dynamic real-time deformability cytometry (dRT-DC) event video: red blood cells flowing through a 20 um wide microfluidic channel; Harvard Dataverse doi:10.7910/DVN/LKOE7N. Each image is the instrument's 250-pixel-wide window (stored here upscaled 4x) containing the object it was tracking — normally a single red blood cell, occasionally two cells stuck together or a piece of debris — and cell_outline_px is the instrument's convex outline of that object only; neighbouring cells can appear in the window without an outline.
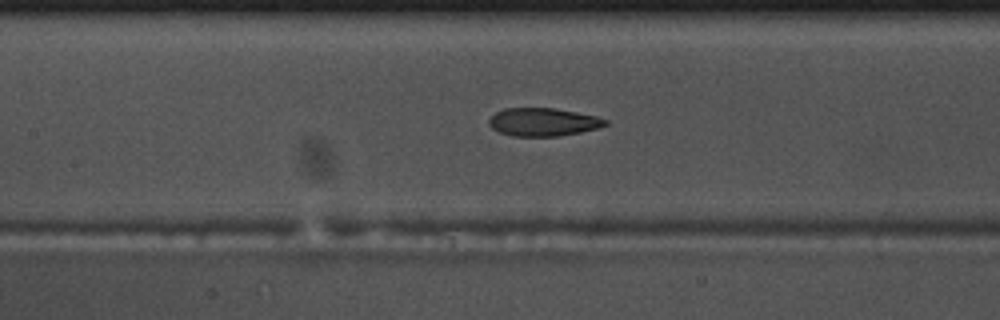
{"species": "common noctule bat (a hibernating species)", "species_latin": "Nyctalus noctula", "temperature_condition": "warm", "stored_images_in_passage": 55, "camera_frame_rate_fps": 3000, "um_per_image_px": 0.085, "animal": {"sex": "male", "body_mass_g": 17.5, "forearm_length_mm": 52.3}, "frame": {"image": 1, "passage_image": 25, "time_ms": 8.0, "image_size_px": [1000, 320], "cell_outline_px": [[608, 124], [596, 128], [580, 132], [556, 136], [512, 136], [500, 132], [492, 128], [488, 124], [488, 120], [496, 112], [504, 108], [556, 108], [596, 116], [608, 120]], "centroid_in_image_um": [46.15, 10.36], "position_along_channel_um": 161.3, "area_um2": 18.96}}
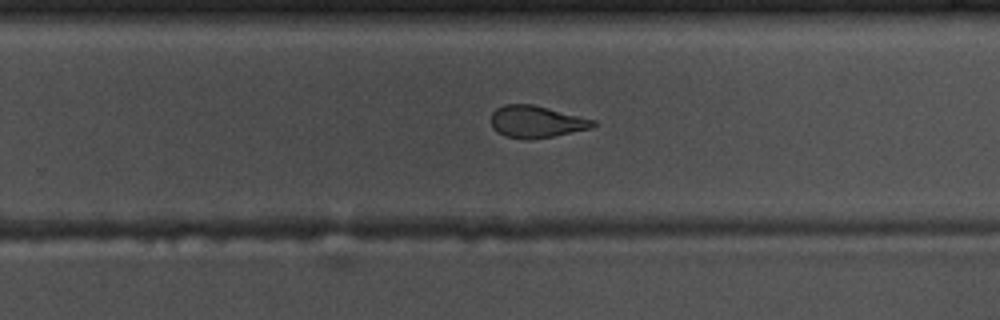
{"frame": {"image": 2, "passage_image": 35, "time_ms": 11.333, "image_size_px": [1000, 320], "cell_outline_px": [[600, 124], [592, 128], [552, 136], [528, 140], [524, 140], [508, 136], [496, 132], [492, 128], [492, 112], [496, 108], [504, 104], [532, 104], [596, 120]], "centroid_in_image_um": [45.61, 10.35], "position_along_channel_um": 284.2, "area_um2": 19.07}}
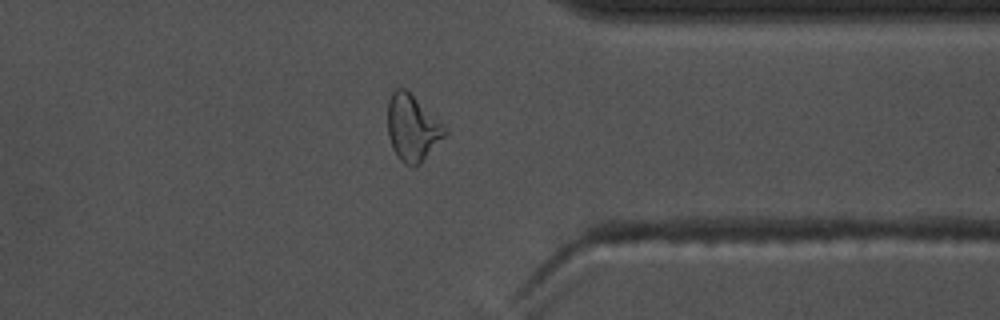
{"frame": {"image": 3, "passage_image": 43, "time_ms": 14.0, "image_size_px": [1000, 320], "cell_outline_px": [[448, 132], [420, 164], [416, 168], [412, 168], [404, 164], [400, 160], [392, 148], [388, 136], [388, 100], [392, 92], [396, 88], [404, 88], [448, 128]], "centroid_in_image_um": [35.05, 10.91], "position_along_channel_um": 376.4, "area_um2": 22.08}, "authors_computed_cell_mechanics": {"area_um2": 20.0566, "velocity_mm_per_s": 3.7039, "shape_relaxation_time_tau1_ms": 9.1749, "shape_relaxation_time_tau2_ms": 2.6006, "deformation_change_tau1": 0.2755, "deformation_change_tau2": 0.1071}}